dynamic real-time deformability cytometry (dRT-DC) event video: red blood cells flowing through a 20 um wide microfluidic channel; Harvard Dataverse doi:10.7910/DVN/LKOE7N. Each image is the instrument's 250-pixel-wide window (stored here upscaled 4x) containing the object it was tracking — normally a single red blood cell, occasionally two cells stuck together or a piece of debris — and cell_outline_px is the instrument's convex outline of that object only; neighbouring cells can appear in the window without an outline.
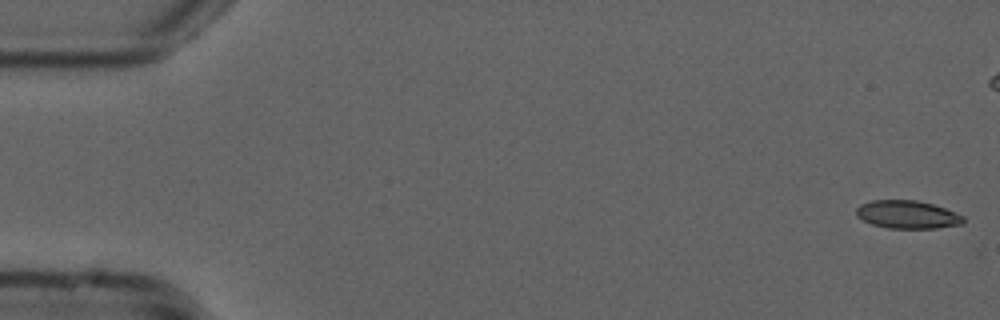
{"species": "common noctule bat (a hibernating species)", "species_latin": "Nyctalus noctula", "temperature_condition": "cold", "stored_images_in_passage": 50, "camera_frame_rate_fps": 3000, "um_per_image_px": 0.085, "animal": {"sex": "male", "forearm_length_mm": 52.5}, "frame": {"image": 1, "passage_image": 1, "time_ms": 0.0, "image_size_px": [1000, 320], "cell_outline_px": [[964, 224], [936, 228], [888, 228], [872, 224], [856, 216], [856, 208], [860, 204], [872, 200], [916, 200], [932, 204], [944, 208], [964, 216]], "centroid_in_image_um": [77.12, 18.23], "position_along_channel_um": 7.9, "area_um2": 17.46}}
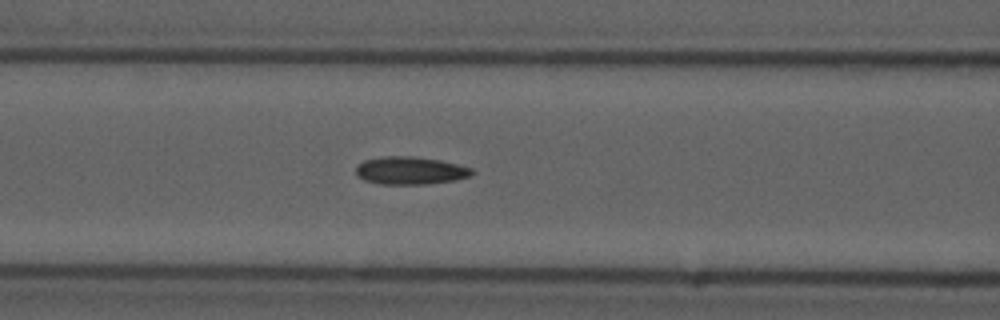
{"frame": {"image": 2, "passage_image": 22, "time_ms": 7.0, "image_size_px": [1000, 320], "cell_outline_px": [[476, 172], [472, 176], [456, 180], [428, 184], [380, 184], [364, 180], [356, 176], [356, 164], [364, 160], [384, 156], [412, 156], [440, 160], [472, 168]], "centroid_in_image_um": [34.88, 14.5], "position_along_channel_um": 131.7, "area_um2": 19.02}}
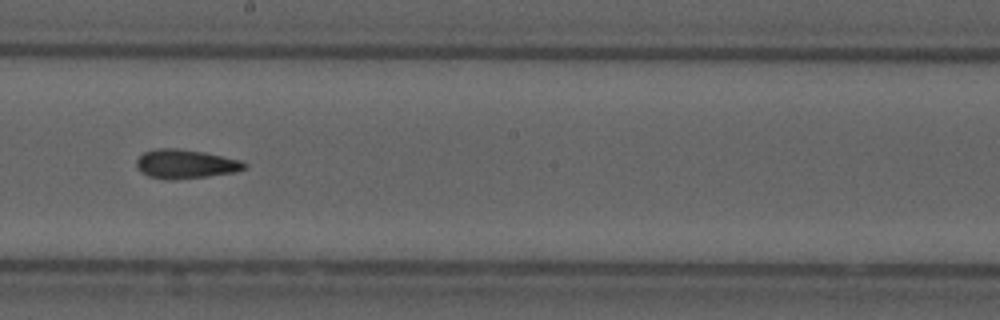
{"frame": {"image": 3, "passage_image": 30, "time_ms": 9.667, "image_size_px": [1000, 320], "cell_outline_px": [[248, 168], [236, 172], [208, 176], [176, 180], [164, 180], [148, 176], [140, 172], [136, 168], [136, 160], [144, 152], [156, 148], [176, 148], [204, 152], [240, 160], [248, 164]], "centroid_in_image_um": [15.76, 13.95], "position_along_channel_um": 232.4, "area_um2": 18.55}}